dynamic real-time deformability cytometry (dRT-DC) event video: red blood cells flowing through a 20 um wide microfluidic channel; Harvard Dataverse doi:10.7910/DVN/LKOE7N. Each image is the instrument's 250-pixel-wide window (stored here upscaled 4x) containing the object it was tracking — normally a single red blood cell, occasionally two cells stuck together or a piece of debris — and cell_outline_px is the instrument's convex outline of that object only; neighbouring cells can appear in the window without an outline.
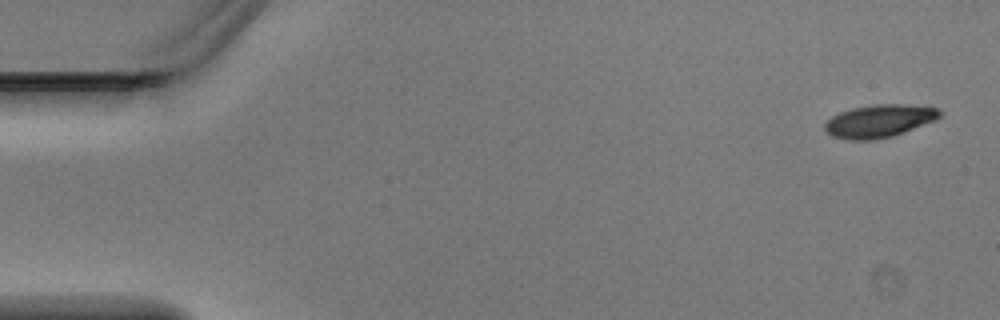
{"species": "Egyptian fruit bat (a non-hibernating species)", "species_latin": "Rousettus aegyptiacus", "temperature_condition": "warm", "stored_images_in_passage": 4, "camera_frame_rate_fps": 3000, "um_per_image_px": 0.085, "animal": {"sex": "male"}, "frame": {"image": 1, "passage_image": 1, "time_ms": 0.0, "image_size_px": [1000, 320], "cell_outline_px": [[944, 112], [940, 116], [932, 120], [892, 136], [872, 140], [848, 140], [832, 136], [824, 128], [824, 124], [832, 116], [840, 112], [852, 108], [876, 104], [900, 104], [936, 108]], "centroid_in_image_um": [74.67, 10.28], "position_along_channel_um": 10.3, "area_um2": 21.5}}
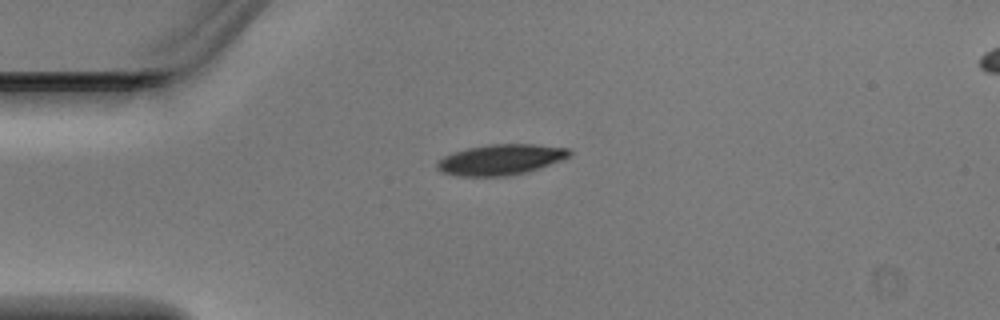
{"frame": {"image": 2, "passage_image": 3, "time_ms": 0.667, "image_size_px": [1000, 320], "cell_outline_px": [[572, 152], [564, 160], [528, 172], [508, 176], [460, 176], [440, 172], [436, 168], [436, 160], [452, 152], [468, 148], [488, 144], [532, 144], [568, 148]], "centroid_in_image_um": [42.54, 13.57], "position_along_channel_um": 42.5, "area_um2": 23.87}}
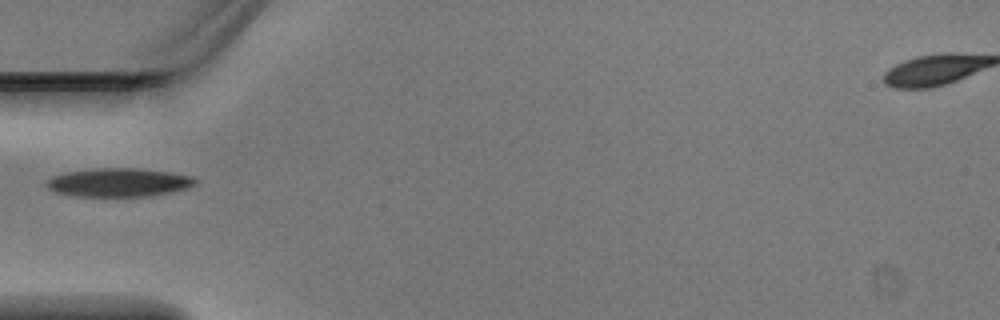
{"frame": {"image": 3, "passage_image": 4, "time_ms": 1.0, "image_size_px": [1000, 320], "cell_outline_px": [[196, 184], [188, 188], [172, 192], [152, 196], [72, 196], [56, 192], [48, 188], [44, 184], [44, 180], [52, 176], [68, 172], [100, 168], [136, 168], [168, 172], [192, 176], [196, 180]], "centroid_in_image_um": [10.07, 15.51], "position_along_channel_um": 74.9, "area_um2": 24.8}}